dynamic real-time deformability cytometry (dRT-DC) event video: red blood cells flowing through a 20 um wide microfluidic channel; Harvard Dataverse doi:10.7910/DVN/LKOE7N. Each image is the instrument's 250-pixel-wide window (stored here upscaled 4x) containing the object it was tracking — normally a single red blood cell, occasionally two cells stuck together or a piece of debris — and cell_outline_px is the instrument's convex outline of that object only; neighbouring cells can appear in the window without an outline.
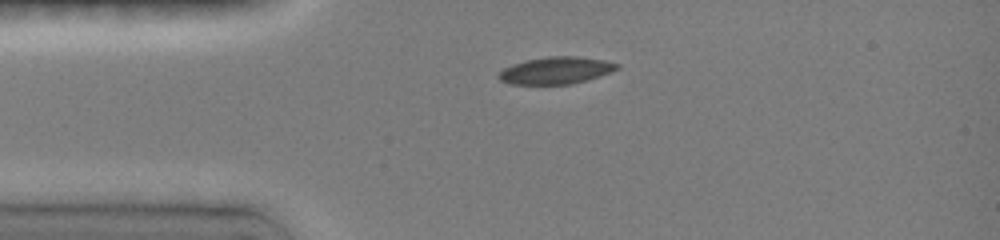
{"species": "common noctule bat (a hibernating species)", "species_latin": "Nyctalus noctula", "temperature_condition": "room temperature", "stored_images_in_passage": 28, "camera_frame_rate_fps": 3000, "um_per_image_px": 0.085, "animal": {"sex": "female", "body_mass_g": 19.0, "forearm_length_mm": 51.5}, "frame": {"image": 1, "passage_image": 1, "time_ms": 0.0, "image_size_px": [1000, 240], "cell_outline_px": [[620, 68], [584, 80], [568, 84], [508, 84], [500, 80], [496, 76], [504, 68], [512, 64], [528, 60], [548, 56], [572, 56], [600, 60], [620, 64]], "centroid_in_image_um": [47.18, 5.99], "position_along_channel_um": 37.8, "area_um2": 18.21}}
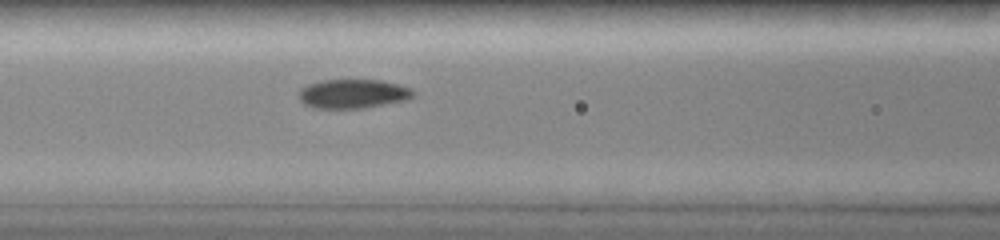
{"frame": {"image": 2, "passage_image": 10, "time_ms": 3.0, "image_size_px": [1000, 240], "cell_outline_px": [[412, 96], [404, 100], [364, 108], [312, 108], [304, 104], [300, 100], [300, 92], [308, 84], [324, 80], [380, 80], [412, 88]], "centroid_in_image_um": [29.98, 7.97], "position_along_channel_um": 136.6, "area_um2": 19.02}}
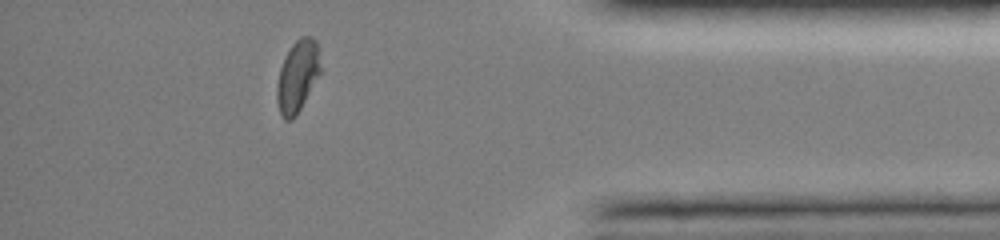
{"frame": {"image": 3, "passage_image": 26, "time_ms": 10.333, "image_size_px": [1000, 240], "cell_outline_px": [[320, 72], [296, 116], [292, 120], [284, 120], [280, 112], [276, 100], [276, 84], [280, 68], [292, 44], [300, 36], [312, 36], [316, 40], [320, 68]], "centroid_in_image_um": [25.26, 6.48], "position_along_channel_um": 409.9, "area_um2": 17.92}, "authors_computed_cell_mechanics": {"area_um2": 18.9873, "velocity_mm_per_s": 3.9969, "shape_relaxation_time_tau1_ms": 6.8274, "shape_relaxation_time_tau2_ms": 1.5753, "deformation_change_tau1": 0.1864, "deformation_change_tau2": 0.0366}}